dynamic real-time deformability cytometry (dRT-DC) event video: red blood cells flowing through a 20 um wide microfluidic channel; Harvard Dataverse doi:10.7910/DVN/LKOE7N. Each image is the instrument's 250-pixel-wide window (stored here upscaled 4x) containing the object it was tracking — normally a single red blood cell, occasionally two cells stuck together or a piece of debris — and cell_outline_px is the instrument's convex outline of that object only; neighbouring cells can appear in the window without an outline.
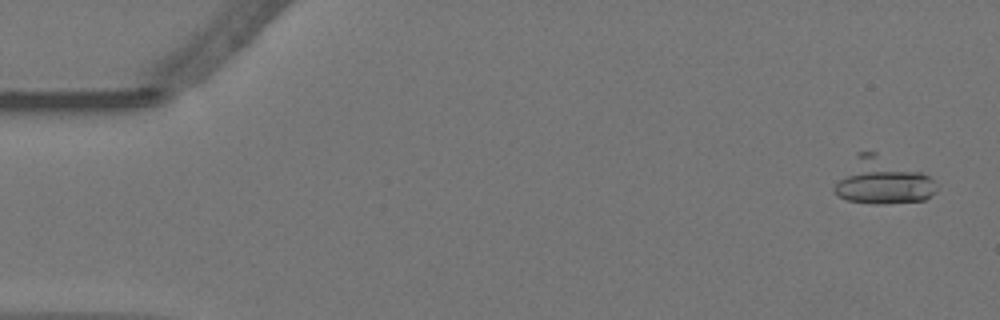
{"species": "Egyptian fruit bat (a non-hibernating species)", "species_latin": "Rousettus aegyptiacus", "temperature_condition": "warm", "stored_images_in_passage": 50, "camera_frame_rate_fps": 3000, "um_per_image_px": 0.085, "animal": {"sex": "female"}, "frame": {"image": 1, "passage_image": 4, "time_ms": 1.0, "image_size_px": [1000, 320], "cell_outline_px": [[936, 192], [924, 200], [884, 204], [876, 204], [848, 200], [836, 196], [832, 192], [832, 188], [856, 152], [876, 152], [920, 172], [928, 176], [932, 180], [936, 188]], "centroid_in_image_um": [74.94, 15.4], "position_along_channel_um": 10.1, "area_um2": 27.34}}
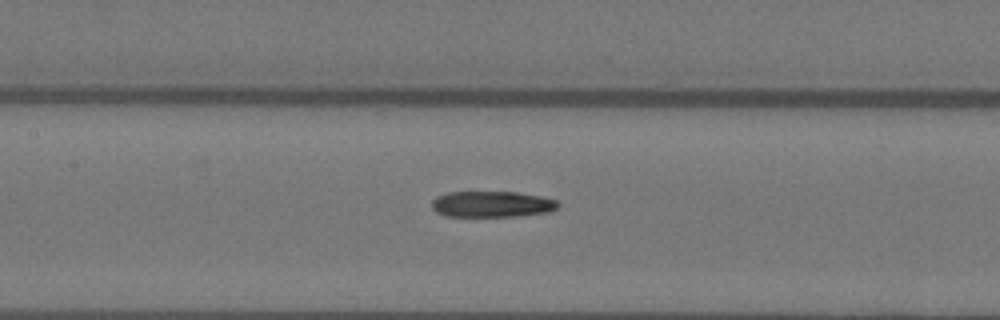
{"frame": {"image": 2, "passage_image": 28, "time_ms": 9.0, "image_size_px": [1000, 320], "cell_outline_px": [[560, 204], [556, 208], [548, 212], [516, 216], [448, 216], [436, 212], [432, 208], [432, 200], [436, 196], [448, 192], [516, 192], [540, 196], [556, 200]], "centroid_in_image_um": [41.79, 17.35], "position_along_channel_um": 165.6, "area_um2": 19.07}}
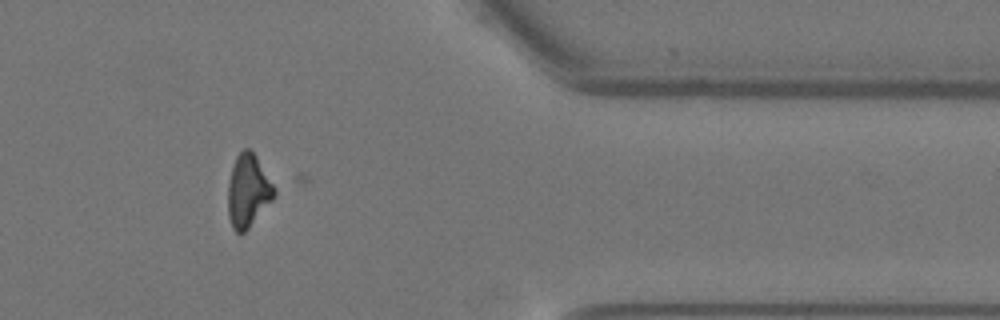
{"frame": {"image": 3, "passage_image": 49, "time_ms": 16.0, "image_size_px": [1000, 320], "cell_outline_px": [[276, 196], [248, 228], [244, 232], [236, 232], [232, 228], [228, 216], [228, 184], [232, 168], [236, 156], [244, 148], [248, 148], [256, 156], [276, 188]], "centroid_in_image_um": [21.09, 16.22], "position_along_channel_um": 390.3, "area_um2": 19.54}, "authors_computed_cell_mechanics": {"area_um2": 20.8658, "velocity_mm_per_s": 3.5356, "shape_relaxation_time_tau1_ms": null, "shape_relaxation_time_tau2_ms": 3.5905, "deformation_change_tau1": null, "deformation_change_tau2": 0.1007}}